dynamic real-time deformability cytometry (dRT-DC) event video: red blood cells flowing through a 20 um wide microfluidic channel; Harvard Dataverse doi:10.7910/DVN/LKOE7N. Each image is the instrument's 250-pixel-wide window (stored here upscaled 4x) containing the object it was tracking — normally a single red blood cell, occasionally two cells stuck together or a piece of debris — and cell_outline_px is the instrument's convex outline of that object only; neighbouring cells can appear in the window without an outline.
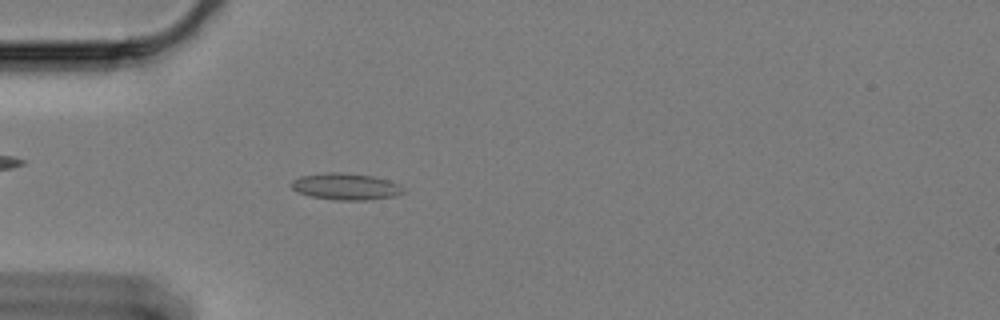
{"species": "Egyptian fruit bat (a non-hibernating species)", "species_latin": "Rousettus aegyptiacus", "temperature_condition": "cold", "stored_images_in_passage": 11, "camera_frame_rate_fps": 3000, "um_per_image_px": 0.085, "animal": {"sex": "female"}, "frame": {"image": 1, "passage_image": 6, "time_ms": 1.667, "image_size_px": [1000, 320], "cell_outline_px": [[404, 192], [396, 196], [368, 200], [336, 200], [312, 196], [296, 192], [292, 188], [292, 180], [300, 176], [328, 172], [340, 172], [372, 176], [388, 180], [400, 184]], "centroid_in_image_um": [29.39, 15.86], "position_along_channel_um": 55.6, "area_um2": 17.34}}